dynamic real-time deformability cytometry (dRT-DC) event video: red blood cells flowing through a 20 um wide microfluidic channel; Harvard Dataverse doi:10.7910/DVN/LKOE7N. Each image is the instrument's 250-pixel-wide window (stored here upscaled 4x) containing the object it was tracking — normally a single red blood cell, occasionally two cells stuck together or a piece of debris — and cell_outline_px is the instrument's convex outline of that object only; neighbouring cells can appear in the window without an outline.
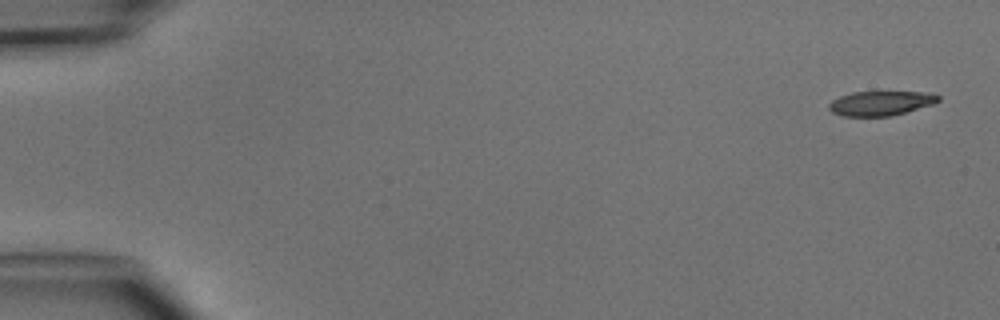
{"species": "common noctule bat (a hibernating species)", "species_latin": "Nyctalus noctula", "temperature_condition": "cold", "stored_images_in_passage": 5, "camera_frame_rate_fps": 3000, "um_per_image_px": 0.085, "animal": {"sex": "male", "body_mass_g": 15.6}, "frame": {"image": 1, "passage_image": 1, "time_ms": 0.0, "image_size_px": [1000, 320], "cell_outline_px": [[940, 100], [932, 104], [892, 116], [844, 116], [832, 112], [828, 108], [828, 104], [832, 100], [840, 96], [852, 92], [932, 92], [940, 96]], "centroid_in_image_um": [74.86, 8.77], "position_along_channel_um": 10.1, "area_um2": 15.61}}
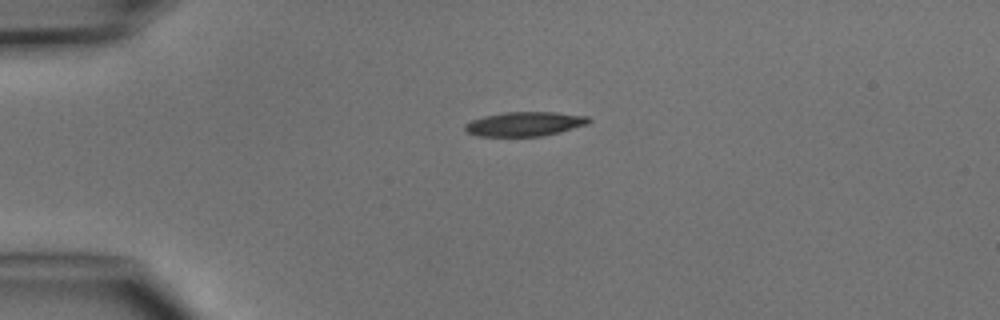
{"frame": {"image": 2, "passage_image": 4, "time_ms": 3.333, "image_size_px": [1000, 320], "cell_outline_px": [[592, 120], [588, 124], [560, 132], [540, 136], [476, 136], [464, 132], [464, 124], [472, 120], [484, 116], [504, 112], [556, 112], [588, 116]], "centroid_in_image_um": [44.58, 10.53], "position_along_channel_um": 40.4, "area_um2": 17.69}}